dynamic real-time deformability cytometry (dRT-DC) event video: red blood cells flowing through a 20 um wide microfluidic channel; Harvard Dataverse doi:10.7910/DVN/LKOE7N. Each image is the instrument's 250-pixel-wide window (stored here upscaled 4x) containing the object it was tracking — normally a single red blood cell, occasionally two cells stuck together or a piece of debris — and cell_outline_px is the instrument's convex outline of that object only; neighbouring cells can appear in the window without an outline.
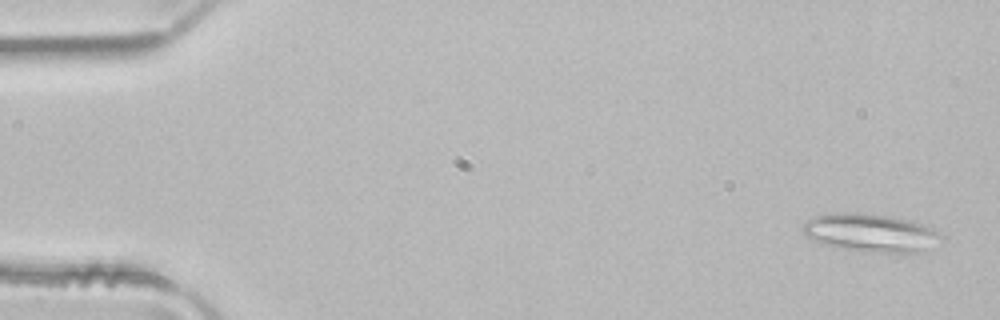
{"species": "common noctule bat (a hibernating species)", "species_latin": "Nyctalus noctula", "temperature_condition": "room temperature", "stored_images_in_passage": 5, "camera_frame_rate_fps": 3000, "um_per_image_px": 0.085, "animal": {"sex": "male", "body_mass_g": 21.5, "forearm_length_mm": 52.0}, "frame": {"image": 1, "passage_image": 1, "time_ms": 0.0, "image_size_px": [1000, 320], "cell_outline_px": [[944, 240], [924, 252], [908, 256], [872, 252], [844, 248], [820, 244], [808, 236], [800, 228], [808, 220], [816, 216], [828, 212], [856, 212], [912, 220], [932, 228], [944, 236]], "centroid_in_image_um": [74.11, 19.83], "position_along_channel_um": 10.9, "area_um2": 31.56}}
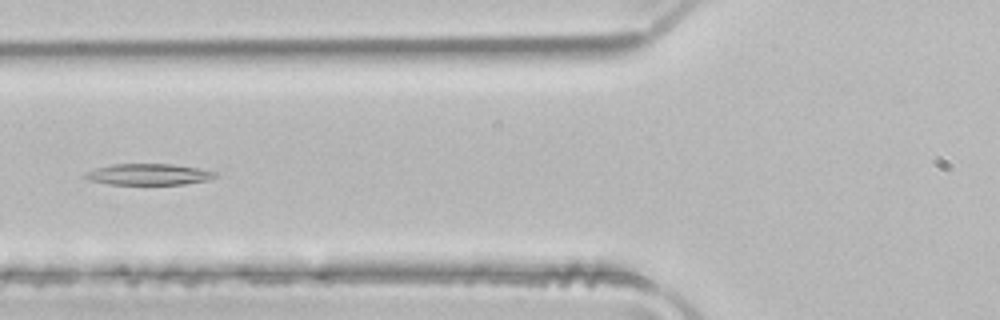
{"frame": {"image": 2, "passage_image": 5, "time_ms": 1.333, "image_size_px": [1000, 320], "cell_outline_px": [[220, 176], [208, 180], [184, 184], [108, 184], [88, 180], [84, 176], [88, 172], [96, 168], [112, 164], [172, 164], [196, 168], [216, 172]], "centroid_in_image_um": [12.66, 14.82], "position_along_channel_um": 113.1, "area_um2": 15.95}}